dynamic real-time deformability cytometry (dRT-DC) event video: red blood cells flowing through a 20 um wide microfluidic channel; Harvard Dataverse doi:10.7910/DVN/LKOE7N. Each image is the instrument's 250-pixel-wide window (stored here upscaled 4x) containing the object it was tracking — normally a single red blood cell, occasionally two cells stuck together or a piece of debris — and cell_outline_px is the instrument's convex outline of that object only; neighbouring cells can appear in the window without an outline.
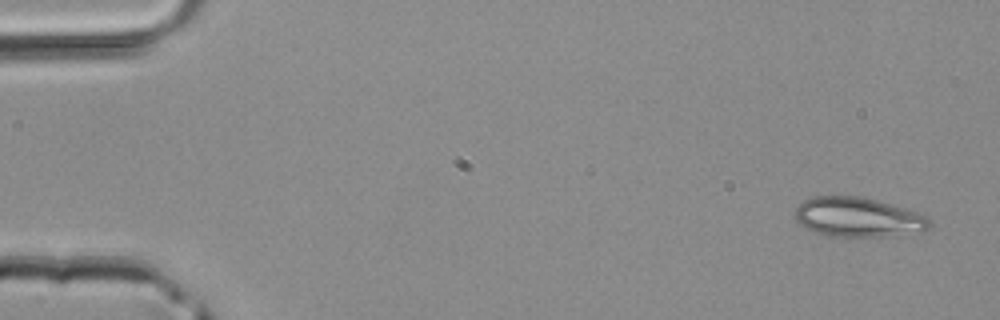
{"species": "common noctule bat (a hibernating species)", "species_latin": "Nyctalus noctula", "temperature_condition": "room temperature", "stored_images_in_passage": 4, "segment_of_instrument_passage": [1, 2], "camera_frame_rate_fps": 3000, "um_per_image_px": 0.085, "animal": {"sex": "male", "body_mass_g": 20.4}, "frame": {"image": 1, "passage_image": 1, "time_ms": 0.0, "image_size_px": [1000, 320], "cell_outline_px": [[928, 228], [924, 232], [884, 236], [828, 236], [804, 228], [796, 224], [796, 208], [804, 200], [812, 196], [864, 196], [904, 208], [928, 216]], "centroid_in_image_um": [72.9, 18.46], "position_along_channel_um": 12.1, "area_um2": 31.04}}